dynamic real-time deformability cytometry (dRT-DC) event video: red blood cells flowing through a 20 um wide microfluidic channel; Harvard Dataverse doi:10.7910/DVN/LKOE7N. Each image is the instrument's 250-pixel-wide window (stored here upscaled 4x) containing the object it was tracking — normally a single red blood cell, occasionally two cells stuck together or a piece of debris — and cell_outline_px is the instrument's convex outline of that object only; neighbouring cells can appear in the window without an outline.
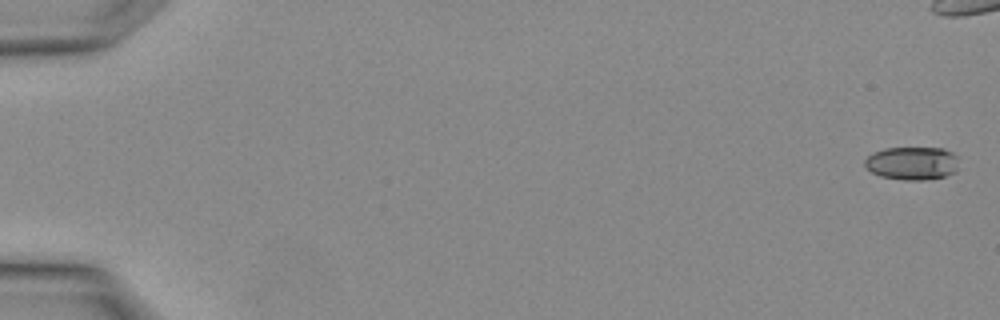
{"species": "Egyptian fruit bat (a non-hibernating species)", "species_latin": "Rousettus aegyptiacus", "temperature_condition": "warm", "stored_images_in_passage": 6, "camera_frame_rate_fps": 3000, "um_per_image_px": 0.085, "animal": {"sex": "female"}, "frame": {"image": 1, "passage_image": 1, "time_ms": 0.0, "image_size_px": [1000, 320], "cell_outline_px": [[960, 156], [956, 172], [944, 176], [924, 180], [904, 180], [880, 176], [872, 172], [864, 164], [864, 160], [872, 152], [884, 148], [944, 148]], "centroid_in_image_um": [77.57, 13.86], "position_along_channel_um": 7.4, "area_um2": 18.44}}
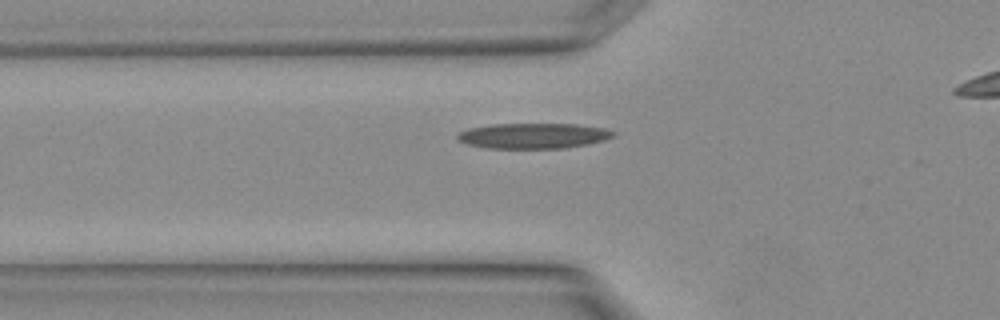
{"frame": {"image": 2, "passage_image": 5, "time_ms": 1.333, "image_size_px": [1000, 320], "cell_outline_px": [[616, 136], [604, 140], [588, 144], [568, 148], [488, 148], [468, 144], [456, 140], [456, 136], [460, 132], [468, 128], [492, 124], [576, 124], [604, 128], [616, 132]], "centroid_in_image_um": [45.35, 11.54], "position_along_channel_um": 80.5, "area_um2": 23.18}}